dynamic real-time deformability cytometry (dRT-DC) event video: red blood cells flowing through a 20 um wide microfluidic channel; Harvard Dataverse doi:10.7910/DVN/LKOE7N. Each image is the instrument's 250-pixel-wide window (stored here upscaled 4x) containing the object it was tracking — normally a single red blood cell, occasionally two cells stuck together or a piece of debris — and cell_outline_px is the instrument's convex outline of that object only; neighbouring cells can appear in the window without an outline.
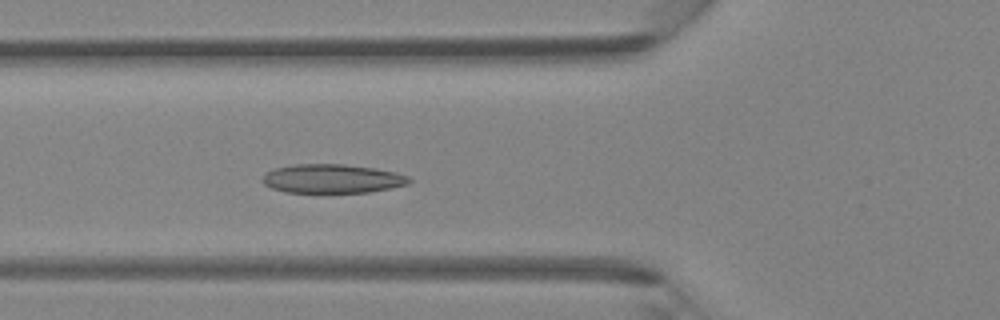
{"species": "Egyptian fruit bat (a non-hibernating species)", "species_latin": "Rousettus aegyptiacus", "temperature_condition": "room temperature", "stored_images_in_passage": 46, "camera_frame_rate_fps": 3000, "um_per_image_px": 0.085, "animal": {"sex": "female"}, "frame": {"image": 1, "passage_image": 17, "time_ms": 5.333, "image_size_px": [1000, 320], "cell_outline_px": [[412, 180], [408, 184], [392, 188], [368, 192], [320, 196], [284, 192], [272, 188], [264, 184], [264, 176], [272, 168], [296, 164], [344, 164], [376, 168], [396, 172], [408, 176]], "centroid_in_image_um": [28.24, 15.24], "position_along_channel_um": 97.6, "area_um2": 25.89}}
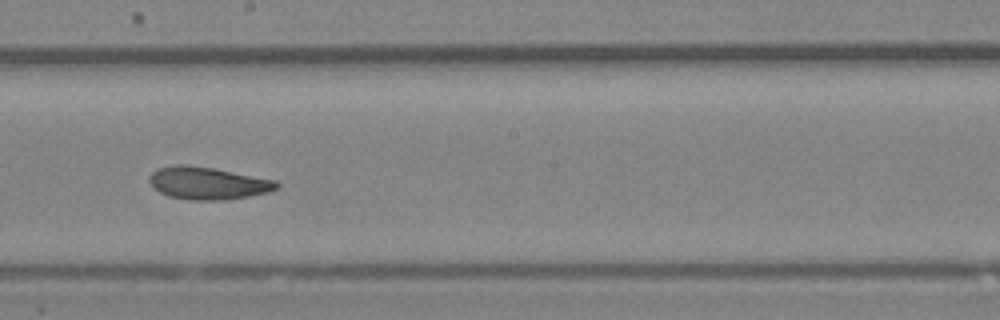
{"frame": {"image": 2, "passage_image": 26, "time_ms": 8.333, "image_size_px": [1000, 320], "cell_outline_px": [[280, 184], [276, 188], [268, 192], [248, 196], [224, 200], [188, 200], [168, 196], [152, 188], [148, 180], [148, 176], [156, 168], [176, 164], [184, 164], [212, 168], [276, 180]], "centroid_in_image_um": [17.6, 15.57], "position_along_channel_um": 230.6, "area_um2": 24.16}}
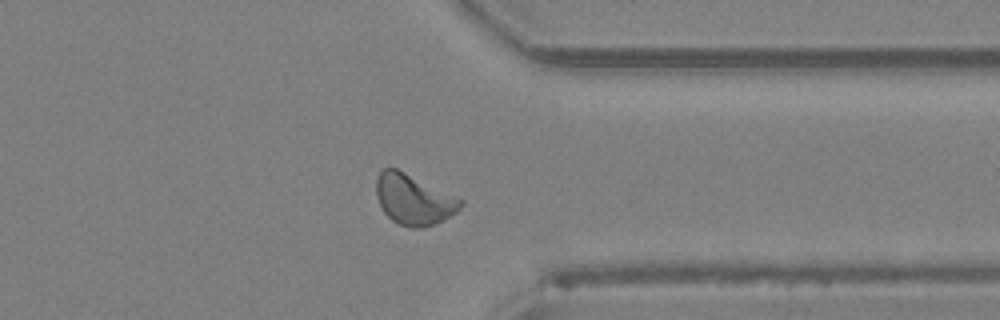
{"frame": {"image": 3, "passage_image": 36, "time_ms": 11.667, "image_size_px": [1000, 320], "cell_outline_px": [[464, 204], [456, 212], [436, 224], [420, 228], [408, 228], [392, 220], [384, 212], [376, 196], [376, 180], [380, 172], [384, 168], [396, 168], [464, 200]], "centroid_in_image_um": [35.16, 16.97], "position_along_channel_um": 376.2, "area_um2": 24.62}}